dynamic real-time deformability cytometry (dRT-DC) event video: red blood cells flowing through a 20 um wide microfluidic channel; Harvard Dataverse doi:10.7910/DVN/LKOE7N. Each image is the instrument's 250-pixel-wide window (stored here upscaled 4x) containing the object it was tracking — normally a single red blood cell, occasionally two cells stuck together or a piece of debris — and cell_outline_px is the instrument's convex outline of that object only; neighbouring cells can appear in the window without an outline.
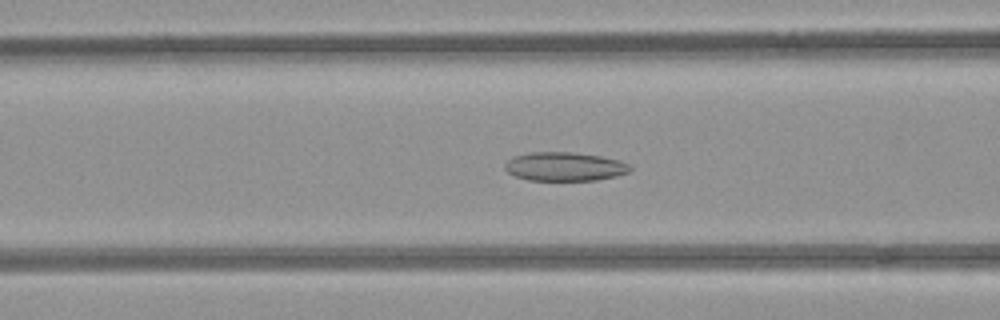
{"species": "common noctule bat (a hibernating species)", "species_latin": "Nyctalus noctula", "temperature_condition": "room temperature", "stored_images_in_passage": 53, "camera_frame_rate_fps": 3000, "um_per_image_px": 0.085, "animal": {"sex": "female", "body_mass_g": 21.9}, "frame": {"image": 1, "passage_image": 20, "time_ms": 6.333, "image_size_px": [1000, 320], "cell_outline_px": [[632, 168], [628, 172], [616, 176], [596, 180], [528, 180], [516, 176], [508, 172], [504, 168], [504, 164], [508, 160], [516, 156], [532, 152], [572, 152], [600, 156], [620, 160], [628, 164]], "centroid_in_image_um": [48.0, 14.16], "position_along_channel_um": 118.6, "area_um2": 20.87}}
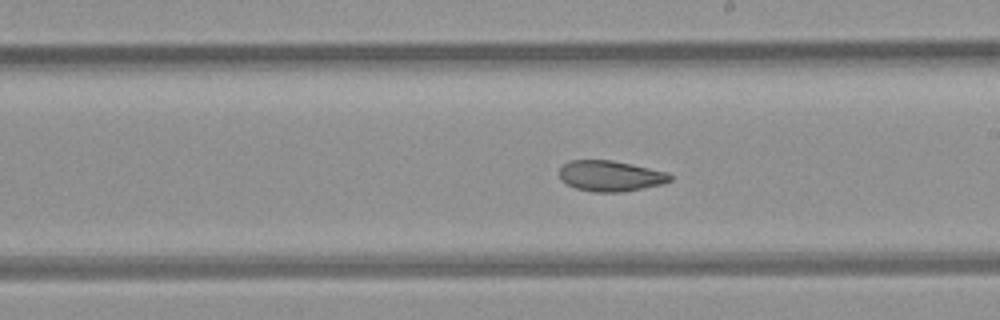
{"frame": {"image": 2, "passage_image": 29, "time_ms": 9.333, "image_size_px": [1000, 320], "cell_outline_px": [[672, 180], [664, 184], [624, 192], [592, 192], [576, 188], [560, 180], [560, 168], [568, 160], [612, 160], [632, 164], [668, 172], [672, 176]], "centroid_in_image_um": [51.91, 14.96], "position_along_channel_um": 237.1, "area_um2": 20.0}}
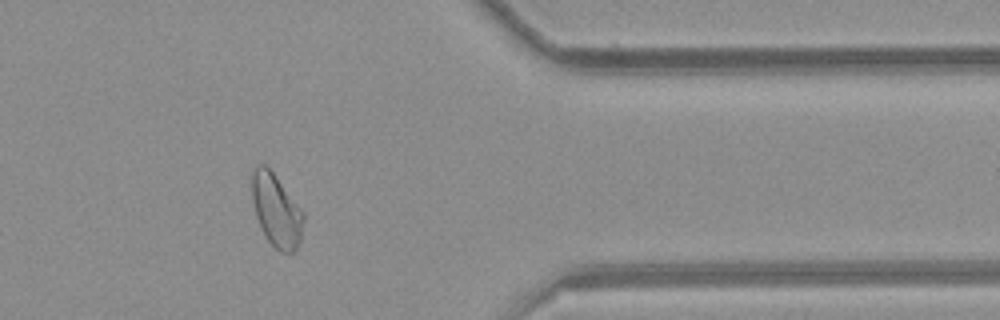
{"frame": {"image": 3, "passage_image": 42, "time_ms": 13.667, "image_size_px": [1000, 320], "cell_outline_px": [[304, 220], [300, 240], [296, 248], [288, 256], [280, 252], [268, 240], [256, 216], [252, 200], [252, 172], [256, 164], [264, 164], [272, 172], [304, 212]], "centroid_in_image_um": [23.49, 17.9], "position_along_channel_um": 387.9, "area_um2": 21.62}}